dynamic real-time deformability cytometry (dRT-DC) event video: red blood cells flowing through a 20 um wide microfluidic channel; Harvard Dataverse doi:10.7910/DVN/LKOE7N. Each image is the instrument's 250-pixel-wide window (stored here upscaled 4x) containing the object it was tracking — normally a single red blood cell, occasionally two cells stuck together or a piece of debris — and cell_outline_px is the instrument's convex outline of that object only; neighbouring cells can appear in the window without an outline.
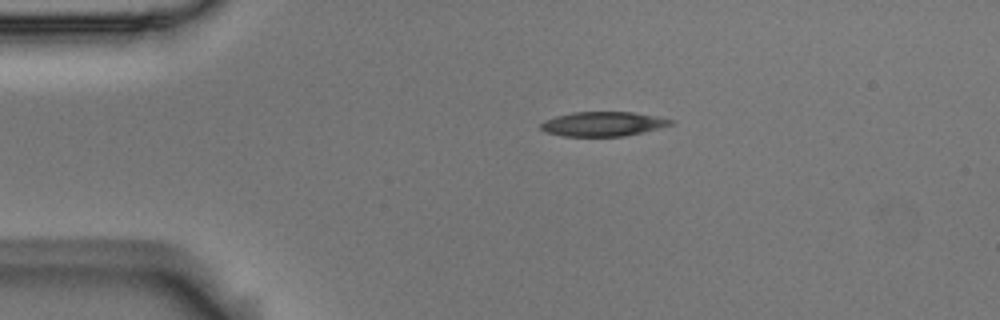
{"species": "Egyptian fruit bat (a non-hibernating species)", "species_latin": "Rousettus aegyptiacus", "temperature_condition": "room temperature", "stored_images_in_passage": 2, "camera_frame_rate_fps": 3000, "um_per_image_px": 0.085, "animal": {"sex": "male"}, "frame": {"image": 1, "passage_image": 1, "time_ms": 0.0, "image_size_px": [1000, 320], "cell_outline_px": [[676, 124], [660, 128], [624, 136], [564, 136], [544, 132], [540, 128], [540, 124], [544, 120], [556, 116], [572, 112], [632, 112], [656, 116], [676, 120]], "centroid_in_image_um": [51.28, 10.53], "position_along_channel_um": 33.7, "area_um2": 18.67}}